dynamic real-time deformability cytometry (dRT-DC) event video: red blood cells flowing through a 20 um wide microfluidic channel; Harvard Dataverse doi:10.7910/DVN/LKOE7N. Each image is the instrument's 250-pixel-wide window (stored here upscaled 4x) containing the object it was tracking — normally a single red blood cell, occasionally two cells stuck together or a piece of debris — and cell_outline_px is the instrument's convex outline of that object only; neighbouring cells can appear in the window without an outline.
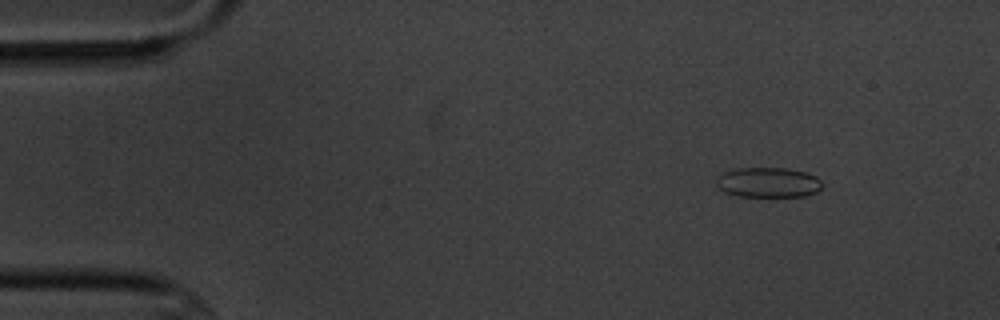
{"species": "common noctule bat (a hibernating species)", "species_latin": "Nyctalus noctula", "temperature_condition": "cold", "stored_images_in_passage": 3, "camera_frame_rate_fps": 3000, "um_per_image_px": 0.085, "animal": {"sex": "male", "body_mass_g": 20.1, "forearm_length_mm": 53.5}, "frame": {"image": 1, "passage_image": 1, "time_ms": 0.0, "image_size_px": [1000, 320], "cell_outline_px": [[824, 184], [816, 192], [804, 196], [736, 196], [724, 192], [716, 184], [716, 176], [720, 172], [736, 168], [788, 168], [804, 172], [816, 176]], "centroid_in_image_um": [65.25, 15.49], "position_along_channel_um": 19.7, "area_um2": 18.73}}